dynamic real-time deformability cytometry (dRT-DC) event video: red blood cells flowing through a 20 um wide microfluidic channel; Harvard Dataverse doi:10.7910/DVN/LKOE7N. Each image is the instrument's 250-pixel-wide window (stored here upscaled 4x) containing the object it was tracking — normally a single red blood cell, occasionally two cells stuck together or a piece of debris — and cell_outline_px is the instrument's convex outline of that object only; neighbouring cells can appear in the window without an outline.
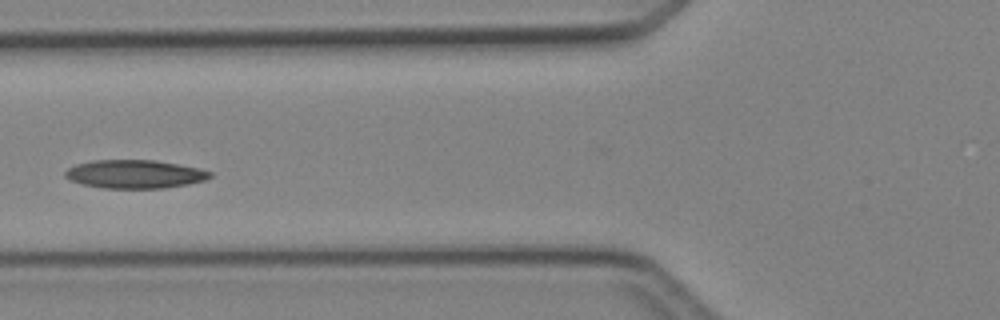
{"species": "Egyptian fruit bat (a non-hibernating species)", "species_latin": "Rousettus aegyptiacus", "temperature_condition": "cold", "stored_images_in_passage": 5, "camera_frame_rate_fps": 3000, "um_per_image_px": 0.085, "animal": {"sex": "female"}, "frame": {"image": 1, "passage_image": 5, "time_ms": 4.667, "image_size_px": [1000, 320], "cell_outline_px": [[212, 176], [204, 180], [188, 184], [164, 188], [104, 188], [84, 184], [72, 180], [64, 176], [64, 172], [68, 168], [76, 164], [92, 160], [156, 160], [200, 168], [212, 172]], "centroid_in_image_um": [11.47, 14.79], "position_along_channel_um": 114.3, "area_um2": 23.93}}